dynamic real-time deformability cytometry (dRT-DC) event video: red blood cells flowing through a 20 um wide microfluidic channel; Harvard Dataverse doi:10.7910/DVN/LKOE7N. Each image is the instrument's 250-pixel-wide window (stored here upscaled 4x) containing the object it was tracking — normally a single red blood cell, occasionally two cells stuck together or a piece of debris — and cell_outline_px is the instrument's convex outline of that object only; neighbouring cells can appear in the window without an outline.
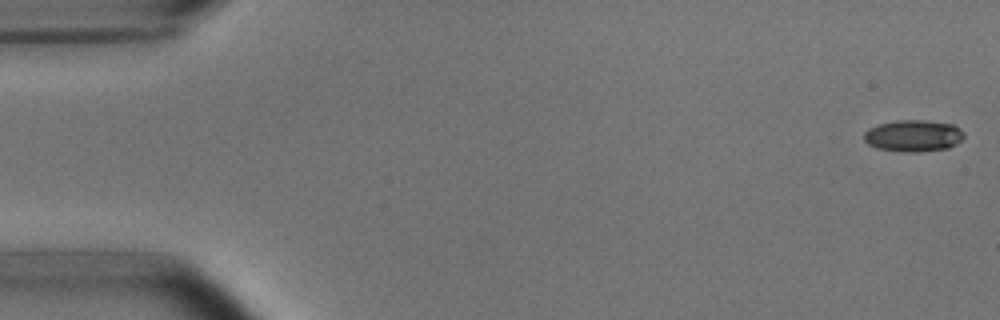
{"species": "common noctule bat (a hibernating species)", "species_latin": "Nyctalus noctula", "temperature_condition": "room temperature", "stored_images_in_passage": 5, "camera_frame_rate_fps": 3000, "um_per_image_px": 0.085, "animal": {"sex": "male", "body_mass_g": 15.6}, "frame": {"image": 1, "passage_image": 1, "time_ms": 0.0, "image_size_px": [1000, 320], "cell_outline_px": [[964, 136], [956, 144], [948, 148], [920, 152], [904, 152], [876, 148], [868, 144], [864, 140], [864, 132], [868, 128], [880, 124], [896, 120], [924, 120], [952, 124], [960, 128], [964, 132]], "centroid_in_image_um": [77.63, 11.54], "position_along_channel_um": 7.4, "area_um2": 18.55}}
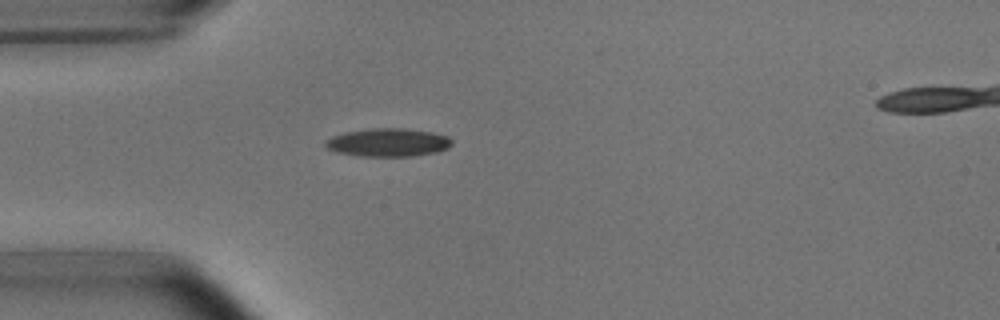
{"frame": {"image": 2, "passage_image": 5, "time_ms": 4.667, "image_size_px": [1000, 320], "cell_outline_px": [[452, 144], [448, 148], [436, 152], [412, 156], [356, 156], [336, 152], [328, 148], [324, 144], [324, 140], [332, 136], [344, 132], [372, 128], [404, 128], [432, 132], [448, 136], [452, 140]], "centroid_in_image_um": [32.97, 12.1], "position_along_channel_um": 52.0, "area_um2": 20.92}}